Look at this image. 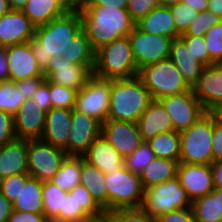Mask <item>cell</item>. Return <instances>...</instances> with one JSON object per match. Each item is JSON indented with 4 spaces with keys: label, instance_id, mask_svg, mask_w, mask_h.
<instances>
[{
    "label": "cell",
    "instance_id": "cell-1",
    "mask_svg": "<svg viewBox=\"0 0 222 222\" xmlns=\"http://www.w3.org/2000/svg\"><path fill=\"white\" fill-rule=\"evenodd\" d=\"M82 30L79 10L70 9L61 17L52 19L48 24L36 27L30 46L38 67L44 72L52 56L63 55L70 39Z\"/></svg>",
    "mask_w": 222,
    "mask_h": 222
},
{
    "label": "cell",
    "instance_id": "cell-2",
    "mask_svg": "<svg viewBox=\"0 0 222 222\" xmlns=\"http://www.w3.org/2000/svg\"><path fill=\"white\" fill-rule=\"evenodd\" d=\"M79 12L82 29L95 52L118 38L128 36L136 26L126 9L83 6Z\"/></svg>",
    "mask_w": 222,
    "mask_h": 222
},
{
    "label": "cell",
    "instance_id": "cell-3",
    "mask_svg": "<svg viewBox=\"0 0 222 222\" xmlns=\"http://www.w3.org/2000/svg\"><path fill=\"white\" fill-rule=\"evenodd\" d=\"M153 98L141 79L110 80V104L107 119L137 123Z\"/></svg>",
    "mask_w": 222,
    "mask_h": 222
},
{
    "label": "cell",
    "instance_id": "cell-4",
    "mask_svg": "<svg viewBox=\"0 0 222 222\" xmlns=\"http://www.w3.org/2000/svg\"><path fill=\"white\" fill-rule=\"evenodd\" d=\"M138 74L131 43L123 36L95 52L93 75L108 80L131 78Z\"/></svg>",
    "mask_w": 222,
    "mask_h": 222
},
{
    "label": "cell",
    "instance_id": "cell-5",
    "mask_svg": "<svg viewBox=\"0 0 222 222\" xmlns=\"http://www.w3.org/2000/svg\"><path fill=\"white\" fill-rule=\"evenodd\" d=\"M213 115L207 112L187 130L180 133L179 162L187 164H212Z\"/></svg>",
    "mask_w": 222,
    "mask_h": 222
},
{
    "label": "cell",
    "instance_id": "cell-6",
    "mask_svg": "<svg viewBox=\"0 0 222 222\" xmlns=\"http://www.w3.org/2000/svg\"><path fill=\"white\" fill-rule=\"evenodd\" d=\"M137 76L153 100L191 90L170 58L138 69Z\"/></svg>",
    "mask_w": 222,
    "mask_h": 222
},
{
    "label": "cell",
    "instance_id": "cell-7",
    "mask_svg": "<svg viewBox=\"0 0 222 222\" xmlns=\"http://www.w3.org/2000/svg\"><path fill=\"white\" fill-rule=\"evenodd\" d=\"M105 186L108 191V212L118 208L142 207L145 188L140 175L126 167L105 174Z\"/></svg>",
    "mask_w": 222,
    "mask_h": 222
},
{
    "label": "cell",
    "instance_id": "cell-8",
    "mask_svg": "<svg viewBox=\"0 0 222 222\" xmlns=\"http://www.w3.org/2000/svg\"><path fill=\"white\" fill-rule=\"evenodd\" d=\"M191 203L178 177L175 176L166 182L146 188L142 208L157 218L176 209L189 208Z\"/></svg>",
    "mask_w": 222,
    "mask_h": 222
},
{
    "label": "cell",
    "instance_id": "cell-9",
    "mask_svg": "<svg viewBox=\"0 0 222 222\" xmlns=\"http://www.w3.org/2000/svg\"><path fill=\"white\" fill-rule=\"evenodd\" d=\"M67 156L64 149L41 139L27 140L28 174L42 182L54 177Z\"/></svg>",
    "mask_w": 222,
    "mask_h": 222
},
{
    "label": "cell",
    "instance_id": "cell-10",
    "mask_svg": "<svg viewBox=\"0 0 222 222\" xmlns=\"http://www.w3.org/2000/svg\"><path fill=\"white\" fill-rule=\"evenodd\" d=\"M128 38L138 69L170 57L172 38L144 32L137 26L129 33Z\"/></svg>",
    "mask_w": 222,
    "mask_h": 222
},
{
    "label": "cell",
    "instance_id": "cell-11",
    "mask_svg": "<svg viewBox=\"0 0 222 222\" xmlns=\"http://www.w3.org/2000/svg\"><path fill=\"white\" fill-rule=\"evenodd\" d=\"M109 104L110 80L93 75L77 92L74 109L104 123L107 120Z\"/></svg>",
    "mask_w": 222,
    "mask_h": 222
},
{
    "label": "cell",
    "instance_id": "cell-12",
    "mask_svg": "<svg viewBox=\"0 0 222 222\" xmlns=\"http://www.w3.org/2000/svg\"><path fill=\"white\" fill-rule=\"evenodd\" d=\"M172 119L174 131L183 132L196 123L207 111L203 108L192 89L158 100Z\"/></svg>",
    "mask_w": 222,
    "mask_h": 222
},
{
    "label": "cell",
    "instance_id": "cell-13",
    "mask_svg": "<svg viewBox=\"0 0 222 222\" xmlns=\"http://www.w3.org/2000/svg\"><path fill=\"white\" fill-rule=\"evenodd\" d=\"M102 123L94 117L72 109L67 155L82 157L90 145L101 136Z\"/></svg>",
    "mask_w": 222,
    "mask_h": 222
},
{
    "label": "cell",
    "instance_id": "cell-14",
    "mask_svg": "<svg viewBox=\"0 0 222 222\" xmlns=\"http://www.w3.org/2000/svg\"><path fill=\"white\" fill-rule=\"evenodd\" d=\"M104 213L105 210L92 197L90 191L78 185L63 197L60 222H86L89 218Z\"/></svg>",
    "mask_w": 222,
    "mask_h": 222
},
{
    "label": "cell",
    "instance_id": "cell-15",
    "mask_svg": "<svg viewBox=\"0 0 222 222\" xmlns=\"http://www.w3.org/2000/svg\"><path fill=\"white\" fill-rule=\"evenodd\" d=\"M43 74L51 83L79 91L93 76V71L86 65L74 64L62 55H54Z\"/></svg>",
    "mask_w": 222,
    "mask_h": 222
},
{
    "label": "cell",
    "instance_id": "cell-16",
    "mask_svg": "<svg viewBox=\"0 0 222 222\" xmlns=\"http://www.w3.org/2000/svg\"><path fill=\"white\" fill-rule=\"evenodd\" d=\"M101 135L124 158L132 154L144 141L137 123L107 119L102 123Z\"/></svg>",
    "mask_w": 222,
    "mask_h": 222
},
{
    "label": "cell",
    "instance_id": "cell-17",
    "mask_svg": "<svg viewBox=\"0 0 222 222\" xmlns=\"http://www.w3.org/2000/svg\"><path fill=\"white\" fill-rule=\"evenodd\" d=\"M46 111L33 98H28L13 115L17 139H41L45 127Z\"/></svg>",
    "mask_w": 222,
    "mask_h": 222
},
{
    "label": "cell",
    "instance_id": "cell-18",
    "mask_svg": "<svg viewBox=\"0 0 222 222\" xmlns=\"http://www.w3.org/2000/svg\"><path fill=\"white\" fill-rule=\"evenodd\" d=\"M176 176L191 201L214 190L211 164L198 165L179 162Z\"/></svg>",
    "mask_w": 222,
    "mask_h": 222
},
{
    "label": "cell",
    "instance_id": "cell-19",
    "mask_svg": "<svg viewBox=\"0 0 222 222\" xmlns=\"http://www.w3.org/2000/svg\"><path fill=\"white\" fill-rule=\"evenodd\" d=\"M36 26L22 10H10L0 17V47L29 42Z\"/></svg>",
    "mask_w": 222,
    "mask_h": 222
},
{
    "label": "cell",
    "instance_id": "cell-20",
    "mask_svg": "<svg viewBox=\"0 0 222 222\" xmlns=\"http://www.w3.org/2000/svg\"><path fill=\"white\" fill-rule=\"evenodd\" d=\"M192 91L207 112L222 105V64L205 66Z\"/></svg>",
    "mask_w": 222,
    "mask_h": 222
},
{
    "label": "cell",
    "instance_id": "cell-21",
    "mask_svg": "<svg viewBox=\"0 0 222 222\" xmlns=\"http://www.w3.org/2000/svg\"><path fill=\"white\" fill-rule=\"evenodd\" d=\"M10 81L18 82L26 78L44 76L33 55L30 41L7 47Z\"/></svg>",
    "mask_w": 222,
    "mask_h": 222
},
{
    "label": "cell",
    "instance_id": "cell-22",
    "mask_svg": "<svg viewBox=\"0 0 222 222\" xmlns=\"http://www.w3.org/2000/svg\"><path fill=\"white\" fill-rule=\"evenodd\" d=\"M72 109L51 108L46 112L45 127L41 140L65 150L70 134Z\"/></svg>",
    "mask_w": 222,
    "mask_h": 222
},
{
    "label": "cell",
    "instance_id": "cell-23",
    "mask_svg": "<svg viewBox=\"0 0 222 222\" xmlns=\"http://www.w3.org/2000/svg\"><path fill=\"white\" fill-rule=\"evenodd\" d=\"M169 58L192 89L202 75L205 65L194 56L190 47H187L180 37L172 40Z\"/></svg>",
    "mask_w": 222,
    "mask_h": 222
},
{
    "label": "cell",
    "instance_id": "cell-24",
    "mask_svg": "<svg viewBox=\"0 0 222 222\" xmlns=\"http://www.w3.org/2000/svg\"><path fill=\"white\" fill-rule=\"evenodd\" d=\"M137 126L143 141H149L160 133L174 130L171 117L158 100L150 103L140 116Z\"/></svg>",
    "mask_w": 222,
    "mask_h": 222
},
{
    "label": "cell",
    "instance_id": "cell-25",
    "mask_svg": "<svg viewBox=\"0 0 222 222\" xmlns=\"http://www.w3.org/2000/svg\"><path fill=\"white\" fill-rule=\"evenodd\" d=\"M82 157L87 163L95 166L104 174L118 171L124 166V158L102 135L90 145Z\"/></svg>",
    "mask_w": 222,
    "mask_h": 222
},
{
    "label": "cell",
    "instance_id": "cell-26",
    "mask_svg": "<svg viewBox=\"0 0 222 222\" xmlns=\"http://www.w3.org/2000/svg\"><path fill=\"white\" fill-rule=\"evenodd\" d=\"M28 174L27 140L15 139L0 147V180Z\"/></svg>",
    "mask_w": 222,
    "mask_h": 222
},
{
    "label": "cell",
    "instance_id": "cell-27",
    "mask_svg": "<svg viewBox=\"0 0 222 222\" xmlns=\"http://www.w3.org/2000/svg\"><path fill=\"white\" fill-rule=\"evenodd\" d=\"M136 26L144 32L153 35H162L169 38H179L175 22L171 16L170 8L158 6L146 16L136 22Z\"/></svg>",
    "mask_w": 222,
    "mask_h": 222
},
{
    "label": "cell",
    "instance_id": "cell-28",
    "mask_svg": "<svg viewBox=\"0 0 222 222\" xmlns=\"http://www.w3.org/2000/svg\"><path fill=\"white\" fill-rule=\"evenodd\" d=\"M69 10L65 0H28L22 9L36 27L48 24L52 19L61 17Z\"/></svg>",
    "mask_w": 222,
    "mask_h": 222
},
{
    "label": "cell",
    "instance_id": "cell-29",
    "mask_svg": "<svg viewBox=\"0 0 222 222\" xmlns=\"http://www.w3.org/2000/svg\"><path fill=\"white\" fill-rule=\"evenodd\" d=\"M80 185L86 187L96 202L108 212V191L105 186V174L81 157Z\"/></svg>",
    "mask_w": 222,
    "mask_h": 222
},
{
    "label": "cell",
    "instance_id": "cell-30",
    "mask_svg": "<svg viewBox=\"0 0 222 222\" xmlns=\"http://www.w3.org/2000/svg\"><path fill=\"white\" fill-rule=\"evenodd\" d=\"M42 187V181L30 176L20 187L18 198L12 203L13 210L43 213Z\"/></svg>",
    "mask_w": 222,
    "mask_h": 222
},
{
    "label": "cell",
    "instance_id": "cell-31",
    "mask_svg": "<svg viewBox=\"0 0 222 222\" xmlns=\"http://www.w3.org/2000/svg\"><path fill=\"white\" fill-rule=\"evenodd\" d=\"M178 162L172 159L155 157L140 174L144 188L166 182L177 175Z\"/></svg>",
    "mask_w": 222,
    "mask_h": 222
},
{
    "label": "cell",
    "instance_id": "cell-32",
    "mask_svg": "<svg viewBox=\"0 0 222 222\" xmlns=\"http://www.w3.org/2000/svg\"><path fill=\"white\" fill-rule=\"evenodd\" d=\"M62 56L73 61L74 64L86 65L92 71L94 70L95 51L83 29L70 39V45Z\"/></svg>",
    "mask_w": 222,
    "mask_h": 222
},
{
    "label": "cell",
    "instance_id": "cell-33",
    "mask_svg": "<svg viewBox=\"0 0 222 222\" xmlns=\"http://www.w3.org/2000/svg\"><path fill=\"white\" fill-rule=\"evenodd\" d=\"M80 175L81 157L67 156L50 182L70 192L75 186L80 185Z\"/></svg>",
    "mask_w": 222,
    "mask_h": 222
},
{
    "label": "cell",
    "instance_id": "cell-34",
    "mask_svg": "<svg viewBox=\"0 0 222 222\" xmlns=\"http://www.w3.org/2000/svg\"><path fill=\"white\" fill-rule=\"evenodd\" d=\"M156 157L172 159L179 163L181 136L179 132L160 133L147 141Z\"/></svg>",
    "mask_w": 222,
    "mask_h": 222
},
{
    "label": "cell",
    "instance_id": "cell-35",
    "mask_svg": "<svg viewBox=\"0 0 222 222\" xmlns=\"http://www.w3.org/2000/svg\"><path fill=\"white\" fill-rule=\"evenodd\" d=\"M66 193L50 181L43 182V214L51 222H60V209H62L63 197Z\"/></svg>",
    "mask_w": 222,
    "mask_h": 222
},
{
    "label": "cell",
    "instance_id": "cell-36",
    "mask_svg": "<svg viewBox=\"0 0 222 222\" xmlns=\"http://www.w3.org/2000/svg\"><path fill=\"white\" fill-rule=\"evenodd\" d=\"M196 222H222L219 214L218 197L211 192L191 203Z\"/></svg>",
    "mask_w": 222,
    "mask_h": 222
},
{
    "label": "cell",
    "instance_id": "cell-37",
    "mask_svg": "<svg viewBox=\"0 0 222 222\" xmlns=\"http://www.w3.org/2000/svg\"><path fill=\"white\" fill-rule=\"evenodd\" d=\"M25 100L14 81L0 82V111L14 115Z\"/></svg>",
    "mask_w": 222,
    "mask_h": 222
},
{
    "label": "cell",
    "instance_id": "cell-38",
    "mask_svg": "<svg viewBox=\"0 0 222 222\" xmlns=\"http://www.w3.org/2000/svg\"><path fill=\"white\" fill-rule=\"evenodd\" d=\"M155 157L150 144L144 141L132 154L124 157V167L140 175Z\"/></svg>",
    "mask_w": 222,
    "mask_h": 222
},
{
    "label": "cell",
    "instance_id": "cell-39",
    "mask_svg": "<svg viewBox=\"0 0 222 222\" xmlns=\"http://www.w3.org/2000/svg\"><path fill=\"white\" fill-rule=\"evenodd\" d=\"M205 43L211 65L222 64V21L213 25L205 34Z\"/></svg>",
    "mask_w": 222,
    "mask_h": 222
},
{
    "label": "cell",
    "instance_id": "cell-40",
    "mask_svg": "<svg viewBox=\"0 0 222 222\" xmlns=\"http://www.w3.org/2000/svg\"><path fill=\"white\" fill-rule=\"evenodd\" d=\"M222 19L211 11L205 10L199 12L191 21L187 30L181 35L205 36L206 32Z\"/></svg>",
    "mask_w": 222,
    "mask_h": 222
},
{
    "label": "cell",
    "instance_id": "cell-41",
    "mask_svg": "<svg viewBox=\"0 0 222 222\" xmlns=\"http://www.w3.org/2000/svg\"><path fill=\"white\" fill-rule=\"evenodd\" d=\"M77 90L50 82V98L52 108L73 109Z\"/></svg>",
    "mask_w": 222,
    "mask_h": 222
},
{
    "label": "cell",
    "instance_id": "cell-42",
    "mask_svg": "<svg viewBox=\"0 0 222 222\" xmlns=\"http://www.w3.org/2000/svg\"><path fill=\"white\" fill-rule=\"evenodd\" d=\"M171 16L175 22L177 32L183 34L191 21L198 15V11L189 5L178 2L175 5L169 6Z\"/></svg>",
    "mask_w": 222,
    "mask_h": 222
},
{
    "label": "cell",
    "instance_id": "cell-43",
    "mask_svg": "<svg viewBox=\"0 0 222 222\" xmlns=\"http://www.w3.org/2000/svg\"><path fill=\"white\" fill-rule=\"evenodd\" d=\"M114 222H157L142 207L118 208L107 212Z\"/></svg>",
    "mask_w": 222,
    "mask_h": 222
},
{
    "label": "cell",
    "instance_id": "cell-44",
    "mask_svg": "<svg viewBox=\"0 0 222 222\" xmlns=\"http://www.w3.org/2000/svg\"><path fill=\"white\" fill-rule=\"evenodd\" d=\"M29 177V174H15L0 180V192L13 203L18 198L20 187L24 186Z\"/></svg>",
    "mask_w": 222,
    "mask_h": 222
},
{
    "label": "cell",
    "instance_id": "cell-45",
    "mask_svg": "<svg viewBox=\"0 0 222 222\" xmlns=\"http://www.w3.org/2000/svg\"><path fill=\"white\" fill-rule=\"evenodd\" d=\"M180 38L186 43L187 47H190L191 52L203 65H211V58L208 54L204 36L180 35Z\"/></svg>",
    "mask_w": 222,
    "mask_h": 222
},
{
    "label": "cell",
    "instance_id": "cell-46",
    "mask_svg": "<svg viewBox=\"0 0 222 222\" xmlns=\"http://www.w3.org/2000/svg\"><path fill=\"white\" fill-rule=\"evenodd\" d=\"M128 5L126 10L131 18L137 22L142 17L146 16L153 9L160 6L159 0H127Z\"/></svg>",
    "mask_w": 222,
    "mask_h": 222
},
{
    "label": "cell",
    "instance_id": "cell-47",
    "mask_svg": "<svg viewBox=\"0 0 222 222\" xmlns=\"http://www.w3.org/2000/svg\"><path fill=\"white\" fill-rule=\"evenodd\" d=\"M15 139L13 115L0 111V147Z\"/></svg>",
    "mask_w": 222,
    "mask_h": 222
},
{
    "label": "cell",
    "instance_id": "cell-48",
    "mask_svg": "<svg viewBox=\"0 0 222 222\" xmlns=\"http://www.w3.org/2000/svg\"><path fill=\"white\" fill-rule=\"evenodd\" d=\"M156 220L157 222H196L192 207L161 214Z\"/></svg>",
    "mask_w": 222,
    "mask_h": 222
},
{
    "label": "cell",
    "instance_id": "cell-49",
    "mask_svg": "<svg viewBox=\"0 0 222 222\" xmlns=\"http://www.w3.org/2000/svg\"><path fill=\"white\" fill-rule=\"evenodd\" d=\"M41 108L48 112L52 108L51 98H50V81L45 79L40 86L34 91L31 96Z\"/></svg>",
    "mask_w": 222,
    "mask_h": 222
},
{
    "label": "cell",
    "instance_id": "cell-50",
    "mask_svg": "<svg viewBox=\"0 0 222 222\" xmlns=\"http://www.w3.org/2000/svg\"><path fill=\"white\" fill-rule=\"evenodd\" d=\"M7 222H51L43 213L12 210Z\"/></svg>",
    "mask_w": 222,
    "mask_h": 222
},
{
    "label": "cell",
    "instance_id": "cell-51",
    "mask_svg": "<svg viewBox=\"0 0 222 222\" xmlns=\"http://www.w3.org/2000/svg\"><path fill=\"white\" fill-rule=\"evenodd\" d=\"M213 162L222 160V126H220L213 116L212 134Z\"/></svg>",
    "mask_w": 222,
    "mask_h": 222
},
{
    "label": "cell",
    "instance_id": "cell-52",
    "mask_svg": "<svg viewBox=\"0 0 222 222\" xmlns=\"http://www.w3.org/2000/svg\"><path fill=\"white\" fill-rule=\"evenodd\" d=\"M45 80V76L26 78L24 80L15 82V84L21 89L25 99L31 98L34 91L40 86Z\"/></svg>",
    "mask_w": 222,
    "mask_h": 222
},
{
    "label": "cell",
    "instance_id": "cell-53",
    "mask_svg": "<svg viewBox=\"0 0 222 222\" xmlns=\"http://www.w3.org/2000/svg\"><path fill=\"white\" fill-rule=\"evenodd\" d=\"M10 80V70L7 60V47H0V82Z\"/></svg>",
    "mask_w": 222,
    "mask_h": 222
},
{
    "label": "cell",
    "instance_id": "cell-54",
    "mask_svg": "<svg viewBox=\"0 0 222 222\" xmlns=\"http://www.w3.org/2000/svg\"><path fill=\"white\" fill-rule=\"evenodd\" d=\"M127 5H128L127 0H91L85 6H103L110 8L126 9Z\"/></svg>",
    "mask_w": 222,
    "mask_h": 222
},
{
    "label": "cell",
    "instance_id": "cell-55",
    "mask_svg": "<svg viewBox=\"0 0 222 222\" xmlns=\"http://www.w3.org/2000/svg\"><path fill=\"white\" fill-rule=\"evenodd\" d=\"M12 210V203L0 192V222H7Z\"/></svg>",
    "mask_w": 222,
    "mask_h": 222
},
{
    "label": "cell",
    "instance_id": "cell-56",
    "mask_svg": "<svg viewBox=\"0 0 222 222\" xmlns=\"http://www.w3.org/2000/svg\"><path fill=\"white\" fill-rule=\"evenodd\" d=\"M211 166L214 188L222 189V160L212 162Z\"/></svg>",
    "mask_w": 222,
    "mask_h": 222
},
{
    "label": "cell",
    "instance_id": "cell-57",
    "mask_svg": "<svg viewBox=\"0 0 222 222\" xmlns=\"http://www.w3.org/2000/svg\"><path fill=\"white\" fill-rule=\"evenodd\" d=\"M208 1L209 0H181V2L189 5L198 12L207 10Z\"/></svg>",
    "mask_w": 222,
    "mask_h": 222
},
{
    "label": "cell",
    "instance_id": "cell-58",
    "mask_svg": "<svg viewBox=\"0 0 222 222\" xmlns=\"http://www.w3.org/2000/svg\"><path fill=\"white\" fill-rule=\"evenodd\" d=\"M207 10L213 12L222 19V0H209Z\"/></svg>",
    "mask_w": 222,
    "mask_h": 222
},
{
    "label": "cell",
    "instance_id": "cell-59",
    "mask_svg": "<svg viewBox=\"0 0 222 222\" xmlns=\"http://www.w3.org/2000/svg\"><path fill=\"white\" fill-rule=\"evenodd\" d=\"M91 0H65L67 6L72 10H79L87 5Z\"/></svg>",
    "mask_w": 222,
    "mask_h": 222
},
{
    "label": "cell",
    "instance_id": "cell-60",
    "mask_svg": "<svg viewBox=\"0 0 222 222\" xmlns=\"http://www.w3.org/2000/svg\"><path fill=\"white\" fill-rule=\"evenodd\" d=\"M11 10H22L28 0H8Z\"/></svg>",
    "mask_w": 222,
    "mask_h": 222
},
{
    "label": "cell",
    "instance_id": "cell-61",
    "mask_svg": "<svg viewBox=\"0 0 222 222\" xmlns=\"http://www.w3.org/2000/svg\"><path fill=\"white\" fill-rule=\"evenodd\" d=\"M86 222H114L111 216L108 213H104L98 217H91Z\"/></svg>",
    "mask_w": 222,
    "mask_h": 222
},
{
    "label": "cell",
    "instance_id": "cell-62",
    "mask_svg": "<svg viewBox=\"0 0 222 222\" xmlns=\"http://www.w3.org/2000/svg\"><path fill=\"white\" fill-rule=\"evenodd\" d=\"M210 113L215 117L216 122L222 126V105L215 107Z\"/></svg>",
    "mask_w": 222,
    "mask_h": 222
},
{
    "label": "cell",
    "instance_id": "cell-63",
    "mask_svg": "<svg viewBox=\"0 0 222 222\" xmlns=\"http://www.w3.org/2000/svg\"><path fill=\"white\" fill-rule=\"evenodd\" d=\"M11 10L8 0H0V17Z\"/></svg>",
    "mask_w": 222,
    "mask_h": 222
},
{
    "label": "cell",
    "instance_id": "cell-64",
    "mask_svg": "<svg viewBox=\"0 0 222 222\" xmlns=\"http://www.w3.org/2000/svg\"><path fill=\"white\" fill-rule=\"evenodd\" d=\"M212 193L218 197L219 214H222V189L214 188Z\"/></svg>",
    "mask_w": 222,
    "mask_h": 222
},
{
    "label": "cell",
    "instance_id": "cell-65",
    "mask_svg": "<svg viewBox=\"0 0 222 222\" xmlns=\"http://www.w3.org/2000/svg\"><path fill=\"white\" fill-rule=\"evenodd\" d=\"M180 1L181 0H159L160 5L161 6H166V7L175 5L176 3L180 2Z\"/></svg>",
    "mask_w": 222,
    "mask_h": 222
}]
</instances>
